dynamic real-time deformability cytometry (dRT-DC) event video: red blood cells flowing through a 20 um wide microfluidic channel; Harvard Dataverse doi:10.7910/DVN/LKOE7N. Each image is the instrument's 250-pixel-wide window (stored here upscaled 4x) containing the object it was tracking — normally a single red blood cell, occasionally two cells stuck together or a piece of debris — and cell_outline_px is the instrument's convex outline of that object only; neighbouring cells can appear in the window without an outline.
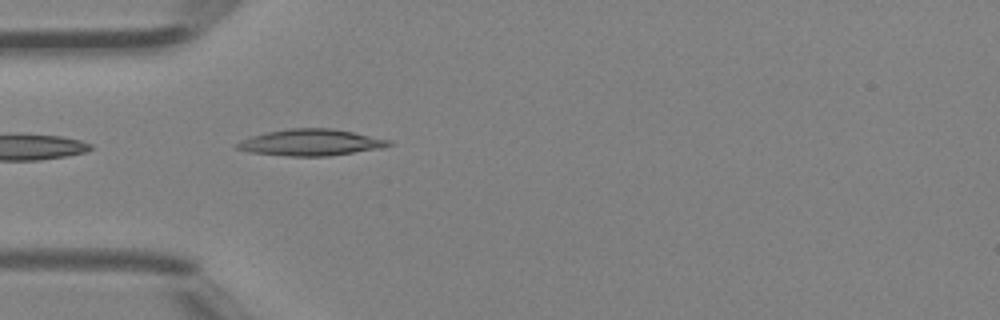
{"species": "Egyptian fruit bat (a non-hibernating species)", "species_latin": "Rousettus aegyptiacus", "temperature_condition": "room temperature", "stored_images_in_passage": 3, "camera_frame_rate_fps": 3000, "um_per_image_px": 0.085, "animal": {"sex": "female"}, "frame": {"image": 1, "passage_image": 3, "time_ms": 0.667, "image_size_px": [1000, 320], "cell_outline_px": [[392, 144], [384, 148], [328, 156], [288, 156], [248, 152], [236, 148], [236, 144], [252, 136], [268, 132], [288, 128], [328, 128], [352, 132], [392, 140]], "centroid_in_image_um": [26.46, 12.11], "position_along_channel_um": 58.5, "area_um2": 23.24}}